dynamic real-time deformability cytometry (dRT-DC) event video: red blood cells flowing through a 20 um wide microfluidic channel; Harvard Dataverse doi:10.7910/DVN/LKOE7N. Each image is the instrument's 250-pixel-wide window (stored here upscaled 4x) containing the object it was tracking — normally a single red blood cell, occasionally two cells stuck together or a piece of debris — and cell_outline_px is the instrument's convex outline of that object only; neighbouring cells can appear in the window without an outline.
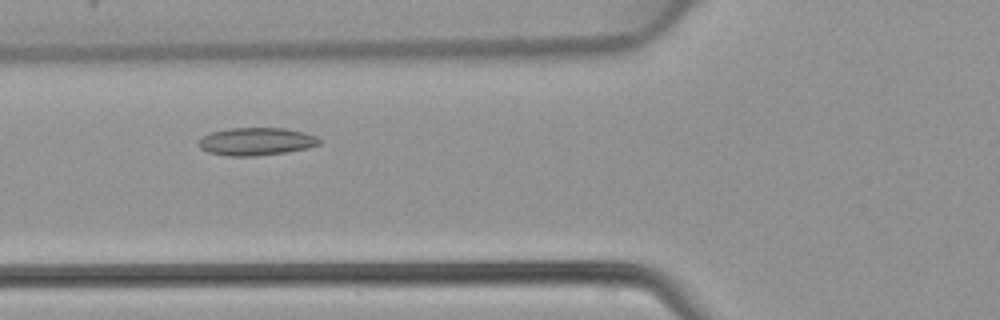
{"species": "common noctule bat (a hibernating species)", "species_latin": "Nyctalus noctula", "temperature_condition": "warm", "stored_images_in_passage": 43, "camera_frame_rate_fps": 3000, "um_per_image_px": 0.085, "animal": {"sex": "female", "body_mass_g": 22.7, "forearm_length_mm": 54.2}, "frame": {"image": 1, "passage_image": 14, "time_ms": 4.333, "image_size_px": [1000, 320], "cell_outline_px": [[320, 144], [308, 148], [284, 152], [256, 156], [228, 156], [208, 152], [200, 148], [200, 140], [204, 136], [212, 132], [232, 128], [284, 128], [304, 132], [316, 136], [320, 140]], "centroid_in_image_um": [21.81, 12.03], "position_along_channel_um": 104.0, "area_um2": 19.31}}
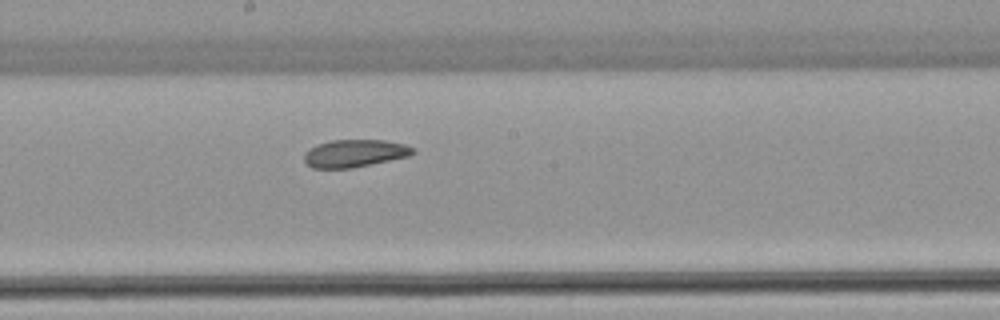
{"frame": {"image": 2, "passage_image": 22, "time_ms": 7.0, "image_size_px": [1000, 320], "cell_outline_px": [[416, 152], [412, 156], [352, 168], [312, 168], [304, 160], [304, 152], [316, 144], [332, 140], [384, 140], [404, 144], [412, 148]], "centroid_in_image_um": [30.16, 13.03], "position_along_channel_um": 218.0, "area_um2": 17.57}}
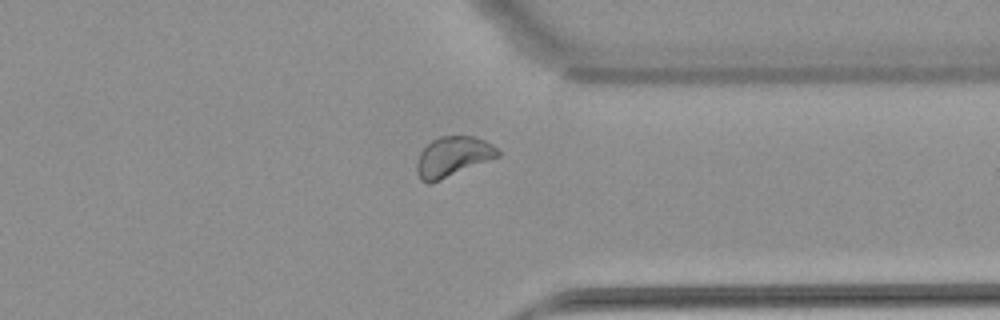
{"frame": {"image": 3, "passage_image": 33, "time_ms": 10.667, "image_size_px": [1000, 320], "cell_outline_px": [[500, 156], [432, 184], [428, 184], [420, 180], [416, 172], [416, 164], [420, 152], [432, 140], [440, 136], [472, 136], [484, 140], [492, 144], [500, 152]], "centroid_in_image_um": [38.47, 13.34], "position_along_channel_um": 372.9, "area_um2": 19.07}}